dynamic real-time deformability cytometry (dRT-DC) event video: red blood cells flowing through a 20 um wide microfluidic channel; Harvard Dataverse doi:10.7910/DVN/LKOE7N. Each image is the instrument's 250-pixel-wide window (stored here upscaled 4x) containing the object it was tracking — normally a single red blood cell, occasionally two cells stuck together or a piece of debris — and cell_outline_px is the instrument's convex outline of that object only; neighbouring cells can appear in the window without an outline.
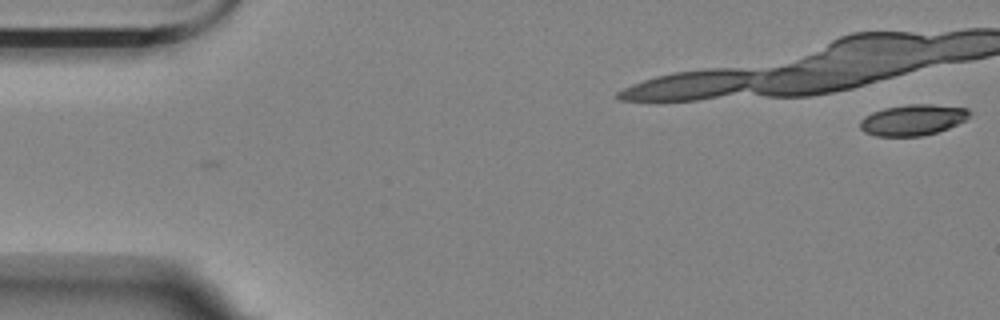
{"species": "Egyptian fruit bat (a non-hibernating species)", "species_latin": "Rousettus aegyptiacus", "temperature_condition": "room temperature", "stored_images_in_passage": 16, "camera_frame_rate_fps": 3000, "um_per_image_px": 0.085, "animal": {"sex": "female"}, "frame": {"image": 1, "passage_image": 1, "time_ms": 0.0, "image_size_px": [1000, 320], "cell_outline_px": [[972, 112], [964, 120], [948, 128], [936, 132], [920, 136], [876, 136], [864, 132], [860, 128], [860, 120], [864, 116], [872, 112], [884, 108], [908, 104], [932, 104], [968, 108]], "centroid_in_image_um": [77.56, 10.18], "position_along_channel_um": 7.4, "area_um2": 19.71}}
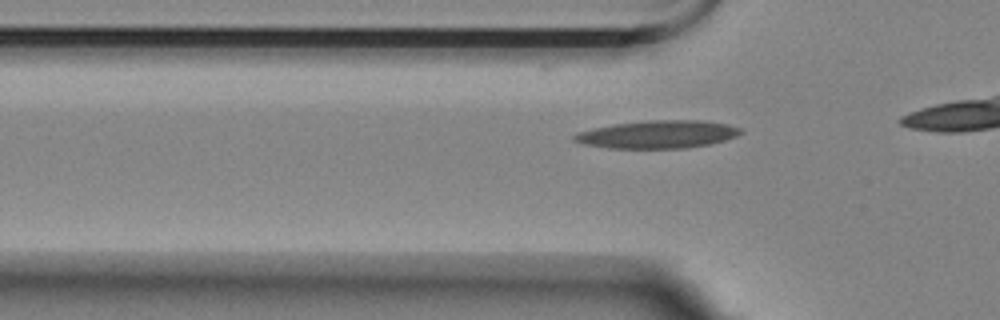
{"frame": {"image": 2, "passage_image": 10, "time_ms": 3.0, "image_size_px": [1000, 320], "cell_outline_px": [[744, 132], [736, 136], [724, 140], [708, 144], [684, 148], [608, 148], [584, 144], [572, 140], [572, 136], [576, 132], [592, 128], [612, 124], [648, 120], [704, 120], [728, 124], [740, 128]], "centroid_in_image_um": [55.87, 11.41], "position_along_channel_um": 69.9, "area_um2": 27.11}}
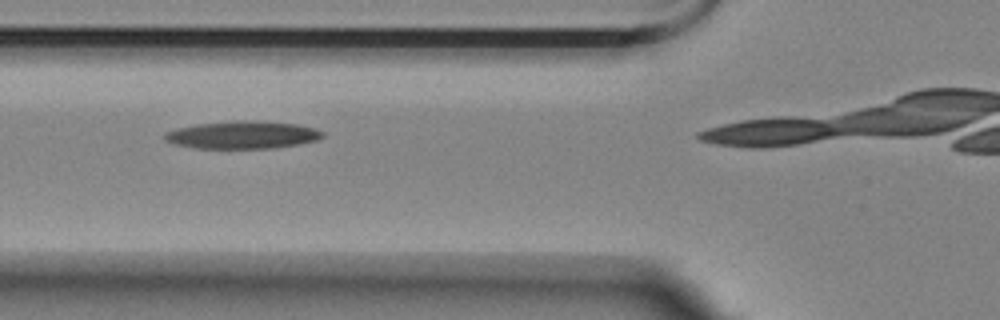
{"frame": {"image": 3, "passage_image": 13, "time_ms": 4.0, "image_size_px": [1000, 320], "cell_outline_px": [[324, 136], [316, 140], [300, 144], [272, 148], [196, 148], [176, 144], [164, 140], [164, 132], [176, 128], [196, 124], [236, 120], [244, 120], [296, 124], [312, 128], [324, 132]], "centroid_in_image_um": [20.58, 11.46], "position_along_channel_um": 105.2, "area_um2": 25.26}}